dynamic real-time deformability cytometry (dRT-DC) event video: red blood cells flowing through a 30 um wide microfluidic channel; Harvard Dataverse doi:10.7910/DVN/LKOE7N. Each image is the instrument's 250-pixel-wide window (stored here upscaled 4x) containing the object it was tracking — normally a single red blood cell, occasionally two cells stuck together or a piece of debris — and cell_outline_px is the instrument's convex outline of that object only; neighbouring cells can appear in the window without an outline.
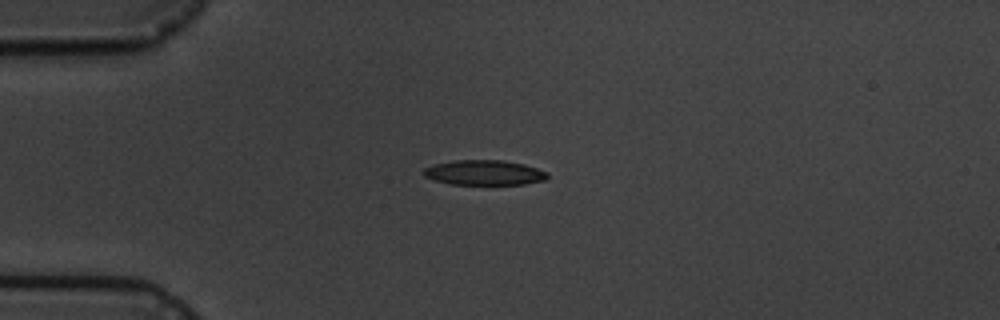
{"species": "common noctule bat (a hibernating species)", "species_latin": "Nyctalus noctula", "temperature_condition": "cold", "stored_images_in_passage": 7, "camera_frame_rate_fps": 3000, "um_per_image_px": 0.085, "animal": {"sex": "male", "body_mass_g": 19.5, "forearm_length_mm": 54.6}, "frame": {"image": 1, "passage_image": 4, "time_ms": 3.667, "image_size_px": [1000, 320], "cell_outline_px": [[548, 176], [544, 180], [524, 184], [452, 184], [436, 180], [424, 176], [424, 168], [436, 164], [456, 160], [504, 160], [524, 164], [548, 172]], "centroid_in_image_um": [41.19, 14.67], "position_along_channel_um": 43.8, "area_um2": 17.8}}
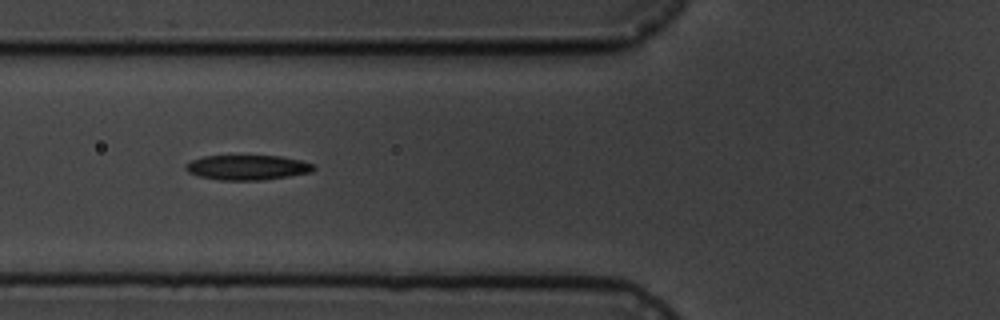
{"frame": {"image": 2, "passage_image": 6, "time_ms": 6.0, "image_size_px": [1000, 320], "cell_outline_px": [[316, 168], [312, 172], [264, 180], [220, 180], [200, 176], [188, 172], [184, 168], [184, 164], [192, 160], [204, 156], [280, 156], [300, 160], [316, 164]], "centroid_in_image_um": [21.05, 14.23], "position_along_channel_um": 104.8, "area_um2": 18.61}}
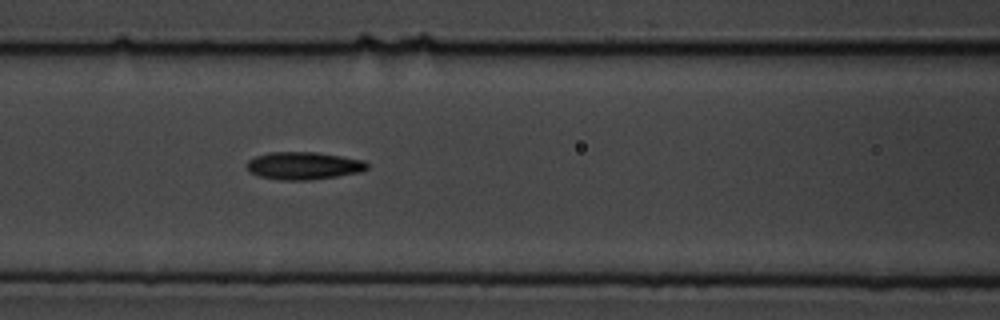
{"frame": {"image": 3, "passage_image": 7, "time_ms": 7.0, "image_size_px": [1000, 320], "cell_outline_px": [[368, 168], [360, 172], [336, 176], [308, 180], [280, 180], [260, 176], [248, 172], [248, 160], [256, 156], [268, 152], [316, 152], [364, 160], [368, 164]], "centroid_in_image_um": [25.8, 14.08], "position_along_channel_um": 140.8, "area_um2": 19.25}}